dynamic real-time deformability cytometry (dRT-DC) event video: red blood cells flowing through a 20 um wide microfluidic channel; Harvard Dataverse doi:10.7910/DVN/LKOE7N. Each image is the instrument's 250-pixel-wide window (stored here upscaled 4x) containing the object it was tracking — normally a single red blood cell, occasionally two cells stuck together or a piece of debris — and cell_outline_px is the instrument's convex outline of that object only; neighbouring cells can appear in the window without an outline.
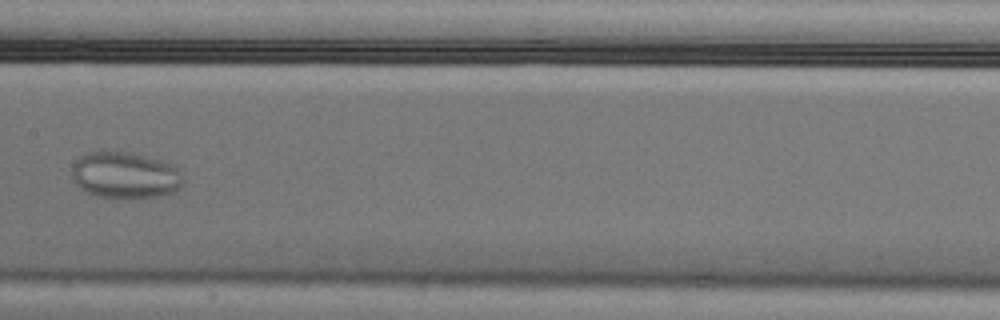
{"species": "Egyptian fruit bat (a non-hibernating species)", "species_latin": "Rousettus aegyptiacus", "temperature_condition": "cold", "stored_images_in_passage": 8, "camera_frame_rate_fps": 3000, "um_per_image_px": 0.085, "animal": {"sex": "male"}, "frame": {"image": 1, "passage_image": 8, "time_ms": 2.333, "image_size_px": [1000, 320], "cell_outline_px": [[184, 184], [180, 188], [172, 192], [160, 196], [96, 196], [80, 188], [76, 184], [72, 176], [72, 164], [84, 152], [132, 152], [176, 164], [184, 180]], "centroid_in_image_um": [10.66, 14.85], "position_along_channel_um": 196.7, "area_um2": 30.0}}